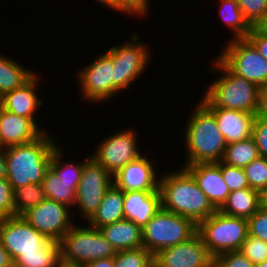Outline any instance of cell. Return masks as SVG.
Here are the masks:
<instances>
[{"label":"cell","mask_w":267,"mask_h":267,"mask_svg":"<svg viewBox=\"0 0 267 267\" xmlns=\"http://www.w3.org/2000/svg\"><path fill=\"white\" fill-rule=\"evenodd\" d=\"M138 132L125 128L101 140L93 154H90L110 174L114 175L129 162L140 158L144 153L138 148Z\"/></svg>","instance_id":"cell-13"},{"label":"cell","mask_w":267,"mask_h":267,"mask_svg":"<svg viewBox=\"0 0 267 267\" xmlns=\"http://www.w3.org/2000/svg\"><path fill=\"white\" fill-rule=\"evenodd\" d=\"M150 0H117L116 11L117 13L129 15L131 17L145 19L143 17L148 16L150 8Z\"/></svg>","instance_id":"cell-37"},{"label":"cell","mask_w":267,"mask_h":267,"mask_svg":"<svg viewBox=\"0 0 267 267\" xmlns=\"http://www.w3.org/2000/svg\"><path fill=\"white\" fill-rule=\"evenodd\" d=\"M113 184L110 174L93 157H89L83 164L81 179L76 190L74 209L87 222L97 211L107 190Z\"/></svg>","instance_id":"cell-10"},{"label":"cell","mask_w":267,"mask_h":267,"mask_svg":"<svg viewBox=\"0 0 267 267\" xmlns=\"http://www.w3.org/2000/svg\"><path fill=\"white\" fill-rule=\"evenodd\" d=\"M60 257V244L53 240L43 254L20 255L14 261V267H55Z\"/></svg>","instance_id":"cell-31"},{"label":"cell","mask_w":267,"mask_h":267,"mask_svg":"<svg viewBox=\"0 0 267 267\" xmlns=\"http://www.w3.org/2000/svg\"><path fill=\"white\" fill-rule=\"evenodd\" d=\"M247 222L248 235L267 242V210L259 208Z\"/></svg>","instance_id":"cell-38"},{"label":"cell","mask_w":267,"mask_h":267,"mask_svg":"<svg viewBox=\"0 0 267 267\" xmlns=\"http://www.w3.org/2000/svg\"><path fill=\"white\" fill-rule=\"evenodd\" d=\"M214 257L198 233L189 240L160 250L154 255V267H213Z\"/></svg>","instance_id":"cell-15"},{"label":"cell","mask_w":267,"mask_h":267,"mask_svg":"<svg viewBox=\"0 0 267 267\" xmlns=\"http://www.w3.org/2000/svg\"><path fill=\"white\" fill-rule=\"evenodd\" d=\"M116 1L117 0H97V2L102 5L103 7L108 8L109 10H115L116 11ZM96 2V0H95Z\"/></svg>","instance_id":"cell-50"},{"label":"cell","mask_w":267,"mask_h":267,"mask_svg":"<svg viewBox=\"0 0 267 267\" xmlns=\"http://www.w3.org/2000/svg\"><path fill=\"white\" fill-rule=\"evenodd\" d=\"M114 267H154V256L144 247L117 251Z\"/></svg>","instance_id":"cell-32"},{"label":"cell","mask_w":267,"mask_h":267,"mask_svg":"<svg viewBox=\"0 0 267 267\" xmlns=\"http://www.w3.org/2000/svg\"><path fill=\"white\" fill-rule=\"evenodd\" d=\"M249 187L260 191L267 184V159L259 157L244 168Z\"/></svg>","instance_id":"cell-33"},{"label":"cell","mask_w":267,"mask_h":267,"mask_svg":"<svg viewBox=\"0 0 267 267\" xmlns=\"http://www.w3.org/2000/svg\"><path fill=\"white\" fill-rule=\"evenodd\" d=\"M219 15L224 24H227L233 35L230 39L246 38L251 26L243 17L240 6L236 0H219Z\"/></svg>","instance_id":"cell-27"},{"label":"cell","mask_w":267,"mask_h":267,"mask_svg":"<svg viewBox=\"0 0 267 267\" xmlns=\"http://www.w3.org/2000/svg\"><path fill=\"white\" fill-rule=\"evenodd\" d=\"M239 251L254 264L267 260V242L248 235Z\"/></svg>","instance_id":"cell-34"},{"label":"cell","mask_w":267,"mask_h":267,"mask_svg":"<svg viewBox=\"0 0 267 267\" xmlns=\"http://www.w3.org/2000/svg\"><path fill=\"white\" fill-rule=\"evenodd\" d=\"M228 43V44H227ZM217 58L235 75L267 86V60L246 39H229Z\"/></svg>","instance_id":"cell-9"},{"label":"cell","mask_w":267,"mask_h":267,"mask_svg":"<svg viewBox=\"0 0 267 267\" xmlns=\"http://www.w3.org/2000/svg\"><path fill=\"white\" fill-rule=\"evenodd\" d=\"M143 247L153 256L160 250L189 240L197 225L189 218L160 209L143 227Z\"/></svg>","instance_id":"cell-7"},{"label":"cell","mask_w":267,"mask_h":267,"mask_svg":"<svg viewBox=\"0 0 267 267\" xmlns=\"http://www.w3.org/2000/svg\"><path fill=\"white\" fill-rule=\"evenodd\" d=\"M197 233L215 258L240 249L248 236V222L245 218L229 216L217 210L197 225Z\"/></svg>","instance_id":"cell-6"},{"label":"cell","mask_w":267,"mask_h":267,"mask_svg":"<svg viewBox=\"0 0 267 267\" xmlns=\"http://www.w3.org/2000/svg\"><path fill=\"white\" fill-rule=\"evenodd\" d=\"M184 168L194 177L212 205L219 210L230 194L221 173V161L218 163H197L187 165Z\"/></svg>","instance_id":"cell-18"},{"label":"cell","mask_w":267,"mask_h":267,"mask_svg":"<svg viewBox=\"0 0 267 267\" xmlns=\"http://www.w3.org/2000/svg\"><path fill=\"white\" fill-rule=\"evenodd\" d=\"M187 125H184L186 160L181 167L197 163H218L222 161L226 142L219 131L213 113L201 102H197Z\"/></svg>","instance_id":"cell-2"},{"label":"cell","mask_w":267,"mask_h":267,"mask_svg":"<svg viewBox=\"0 0 267 267\" xmlns=\"http://www.w3.org/2000/svg\"><path fill=\"white\" fill-rule=\"evenodd\" d=\"M2 148L30 143L44 132L29 118L10 113L0 106Z\"/></svg>","instance_id":"cell-20"},{"label":"cell","mask_w":267,"mask_h":267,"mask_svg":"<svg viewBox=\"0 0 267 267\" xmlns=\"http://www.w3.org/2000/svg\"><path fill=\"white\" fill-rule=\"evenodd\" d=\"M49 131L34 141L5 148L7 180L12 189L42 184L54 149L59 145Z\"/></svg>","instance_id":"cell-3"},{"label":"cell","mask_w":267,"mask_h":267,"mask_svg":"<svg viewBox=\"0 0 267 267\" xmlns=\"http://www.w3.org/2000/svg\"><path fill=\"white\" fill-rule=\"evenodd\" d=\"M246 39L267 60V34L260 32L255 26L251 27Z\"/></svg>","instance_id":"cell-42"},{"label":"cell","mask_w":267,"mask_h":267,"mask_svg":"<svg viewBox=\"0 0 267 267\" xmlns=\"http://www.w3.org/2000/svg\"><path fill=\"white\" fill-rule=\"evenodd\" d=\"M52 241L21 216L0 218V242L13 261L20 255L43 254Z\"/></svg>","instance_id":"cell-11"},{"label":"cell","mask_w":267,"mask_h":267,"mask_svg":"<svg viewBox=\"0 0 267 267\" xmlns=\"http://www.w3.org/2000/svg\"><path fill=\"white\" fill-rule=\"evenodd\" d=\"M259 207L267 210V184L259 191Z\"/></svg>","instance_id":"cell-48"},{"label":"cell","mask_w":267,"mask_h":267,"mask_svg":"<svg viewBox=\"0 0 267 267\" xmlns=\"http://www.w3.org/2000/svg\"><path fill=\"white\" fill-rule=\"evenodd\" d=\"M16 62L9 56L0 55V98L21 87L36 72Z\"/></svg>","instance_id":"cell-25"},{"label":"cell","mask_w":267,"mask_h":267,"mask_svg":"<svg viewBox=\"0 0 267 267\" xmlns=\"http://www.w3.org/2000/svg\"><path fill=\"white\" fill-rule=\"evenodd\" d=\"M6 176H7V166H6L5 148H0V178H6Z\"/></svg>","instance_id":"cell-46"},{"label":"cell","mask_w":267,"mask_h":267,"mask_svg":"<svg viewBox=\"0 0 267 267\" xmlns=\"http://www.w3.org/2000/svg\"><path fill=\"white\" fill-rule=\"evenodd\" d=\"M252 136L255 139L260 157L267 159V120L255 117Z\"/></svg>","instance_id":"cell-41"},{"label":"cell","mask_w":267,"mask_h":267,"mask_svg":"<svg viewBox=\"0 0 267 267\" xmlns=\"http://www.w3.org/2000/svg\"><path fill=\"white\" fill-rule=\"evenodd\" d=\"M243 17L251 27L256 26L267 12V0H236Z\"/></svg>","instance_id":"cell-35"},{"label":"cell","mask_w":267,"mask_h":267,"mask_svg":"<svg viewBox=\"0 0 267 267\" xmlns=\"http://www.w3.org/2000/svg\"><path fill=\"white\" fill-rule=\"evenodd\" d=\"M55 267H85L84 264L73 262V261H67L63 259L62 257H59Z\"/></svg>","instance_id":"cell-47"},{"label":"cell","mask_w":267,"mask_h":267,"mask_svg":"<svg viewBox=\"0 0 267 267\" xmlns=\"http://www.w3.org/2000/svg\"><path fill=\"white\" fill-rule=\"evenodd\" d=\"M150 160L143 154L129 162L113 175V183L123 192L159 190L161 172L157 174L156 166Z\"/></svg>","instance_id":"cell-16"},{"label":"cell","mask_w":267,"mask_h":267,"mask_svg":"<svg viewBox=\"0 0 267 267\" xmlns=\"http://www.w3.org/2000/svg\"><path fill=\"white\" fill-rule=\"evenodd\" d=\"M64 154L65 153L59 144L53 151L49 168L58 176L59 179L65 180L66 182H73V188H77L81 179L83 164L91 155H87V157L82 161L78 159L79 162H65L63 160L65 159L63 157Z\"/></svg>","instance_id":"cell-29"},{"label":"cell","mask_w":267,"mask_h":267,"mask_svg":"<svg viewBox=\"0 0 267 267\" xmlns=\"http://www.w3.org/2000/svg\"><path fill=\"white\" fill-rule=\"evenodd\" d=\"M254 265L253 262L237 250L216 256L213 267H254Z\"/></svg>","instance_id":"cell-39"},{"label":"cell","mask_w":267,"mask_h":267,"mask_svg":"<svg viewBox=\"0 0 267 267\" xmlns=\"http://www.w3.org/2000/svg\"><path fill=\"white\" fill-rule=\"evenodd\" d=\"M14 216L13 189L7 178H0V218Z\"/></svg>","instance_id":"cell-40"},{"label":"cell","mask_w":267,"mask_h":267,"mask_svg":"<svg viewBox=\"0 0 267 267\" xmlns=\"http://www.w3.org/2000/svg\"><path fill=\"white\" fill-rule=\"evenodd\" d=\"M0 148H2L1 133H0Z\"/></svg>","instance_id":"cell-52"},{"label":"cell","mask_w":267,"mask_h":267,"mask_svg":"<svg viewBox=\"0 0 267 267\" xmlns=\"http://www.w3.org/2000/svg\"><path fill=\"white\" fill-rule=\"evenodd\" d=\"M256 118L267 120V86L261 87L259 92Z\"/></svg>","instance_id":"cell-43"},{"label":"cell","mask_w":267,"mask_h":267,"mask_svg":"<svg viewBox=\"0 0 267 267\" xmlns=\"http://www.w3.org/2000/svg\"><path fill=\"white\" fill-rule=\"evenodd\" d=\"M259 208V191L244 188L231 191L219 211L229 216L249 219Z\"/></svg>","instance_id":"cell-24"},{"label":"cell","mask_w":267,"mask_h":267,"mask_svg":"<svg viewBox=\"0 0 267 267\" xmlns=\"http://www.w3.org/2000/svg\"><path fill=\"white\" fill-rule=\"evenodd\" d=\"M46 199L42 184H27L13 190L14 216H22Z\"/></svg>","instance_id":"cell-30"},{"label":"cell","mask_w":267,"mask_h":267,"mask_svg":"<svg viewBox=\"0 0 267 267\" xmlns=\"http://www.w3.org/2000/svg\"><path fill=\"white\" fill-rule=\"evenodd\" d=\"M95 60L85 65L76 73L82 100L86 103L98 104L108 102L113 98V55L106 49L105 52L94 58ZM84 97V98H83ZM90 101V102H89Z\"/></svg>","instance_id":"cell-12"},{"label":"cell","mask_w":267,"mask_h":267,"mask_svg":"<svg viewBox=\"0 0 267 267\" xmlns=\"http://www.w3.org/2000/svg\"><path fill=\"white\" fill-rule=\"evenodd\" d=\"M42 185L47 199L65 204L69 208L73 207L71 209L72 211L74 210L77 188H73V182H66L65 180L59 179L49 168L46 171Z\"/></svg>","instance_id":"cell-26"},{"label":"cell","mask_w":267,"mask_h":267,"mask_svg":"<svg viewBox=\"0 0 267 267\" xmlns=\"http://www.w3.org/2000/svg\"><path fill=\"white\" fill-rule=\"evenodd\" d=\"M77 222L59 241L60 257L85 265L94 260L116 255L117 251L99 229L90 227L87 223L80 225Z\"/></svg>","instance_id":"cell-8"},{"label":"cell","mask_w":267,"mask_h":267,"mask_svg":"<svg viewBox=\"0 0 267 267\" xmlns=\"http://www.w3.org/2000/svg\"><path fill=\"white\" fill-rule=\"evenodd\" d=\"M40 81L42 79L39 72H36L21 87L2 96L0 98V106L10 113L31 119L43 132H46L47 129L40 127L35 117L37 115L36 112H39L38 109H40L41 105L43 106V100L37 94L40 83L42 85Z\"/></svg>","instance_id":"cell-17"},{"label":"cell","mask_w":267,"mask_h":267,"mask_svg":"<svg viewBox=\"0 0 267 267\" xmlns=\"http://www.w3.org/2000/svg\"><path fill=\"white\" fill-rule=\"evenodd\" d=\"M214 115L226 144L252 136L255 114L241 110L207 107Z\"/></svg>","instance_id":"cell-19"},{"label":"cell","mask_w":267,"mask_h":267,"mask_svg":"<svg viewBox=\"0 0 267 267\" xmlns=\"http://www.w3.org/2000/svg\"><path fill=\"white\" fill-rule=\"evenodd\" d=\"M0 267H14V261L0 242Z\"/></svg>","instance_id":"cell-44"},{"label":"cell","mask_w":267,"mask_h":267,"mask_svg":"<svg viewBox=\"0 0 267 267\" xmlns=\"http://www.w3.org/2000/svg\"><path fill=\"white\" fill-rule=\"evenodd\" d=\"M260 32L267 34V12L264 14V17L258 22L255 26Z\"/></svg>","instance_id":"cell-49"},{"label":"cell","mask_w":267,"mask_h":267,"mask_svg":"<svg viewBox=\"0 0 267 267\" xmlns=\"http://www.w3.org/2000/svg\"><path fill=\"white\" fill-rule=\"evenodd\" d=\"M254 267H267V260L262 263L255 264Z\"/></svg>","instance_id":"cell-51"},{"label":"cell","mask_w":267,"mask_h":267,"mask_svg":"<svg viewBox=\"0 0 267 267\" xmlns=\"http://www.w3.org/2000/svg\"><path fill=\"white\" fill-rule=\"evenodd\" d=\"M173 171L162 172L160 175L161 208L189 218L198 225L217 209L185 168Z\"/></svg>","instance_id":"cell-1"},{"label":"cell","mask_w":267,"mask_h":267,"mask_svg":"<svg viewBox=\"0 0 267 267\" xmlns=\"http://www.w3.org/2000/svg\"><path fill=\"white\" fill-rule=\"evenodd\" d=\"M124 194L114 183L107 190L94 215L86 222L90 227L102 226L125 219L123 211Z\"/></svg>","instance_id":"cell-23"},{"label":"cell","mask_w":267,"mask_h":267,"mask_svg":"<svg viewBox=\"0 0 267 267\" xmlns=\"http://www.w3.org/2000/svg\"><path fill=\"white\" fill-rule=\"evenodd\" d=\"M128 37L123 44L113 45L108 49L113 55V96L121 91H129L132 84L142 76L150 65L148 63H151L150 60L153 59V55L148 49L149 45L146 46V43L139 39L141 36L138 33L132 32V35Z\"/></svg>","instance_id":"cell-5"},{"label":"cell","mask_w":267,"mask_h":267,"mask_svg":"<svg viewBox=\"0 0 267 267\" xmlns=\"http://www.w3.org/2000/svg\"><path fill=\"white\" fill-rule=\"evenodd\" d=\"M260 157L258 147L253 136L226 145L222 162L239 168H244L251 161Z\"/></svg>","instance_id":"cell-28"},{"label":"cell","mask_w":267,"mask_h":267,"mask_svg":"<svg viewBox=\"0 0 267 267\" xmlns=\"http://www.w3.org/2000/svg\"><path fill=\"white\" fill-rule=\"evenodd\" d=\"M71 211L72 209L67 205L46 198L21 217L39 233L59 242L64 234L75 224V219H73L75 214Z\"/></svg>","instance_id":"cell-14"},{"label":"cell","mask_w":267,"mask_h":267,"mask_svg":"<svg viewBox=\"0 0 267 267\" xmlns=\"http://www.w3.org/2000/svg\"><path fill=\"white\" fill-rule=\"evenodd\" d=\"M85 267H114V257L91 261L85 264Z\"/></svg>","instance_id":"cell-45"},{"label":"cell","mask_w":267,"mask_h":267,"mask_svg":"<svg viewBox=\"0 0 267 267\" xmlns=\"http://www.w3.org/2000/svg\"><path fill=\"white\" fill-rule=\"evenodd\" d=\"M123 211L127 220L143 227L161 209L160 190L124 191Z\"/></svg>","instance_id":"cell-21"},{"label":"cell","mask_w":267,"mask_h":267,"mask_svg":"<svg viewBox=\"0 0 267 267\" xmlns=\"http://www.w3.org/2000/svg\"><path fill=\"white\" fill-rule=\"evenodd\" d=\"M221 173L230 192L250 188L243 168L230 166L221 161Z\"/></svg>","instance_id":"cell-36"},{"label":"cell","mask_w":267,"mask_h":267,"mask_svg":"<svg viewBox=\"0 0 267 267\" xmlns=\"http://www.w3.org/2000/svg\"><path fill=\"white\" fill-rule=\"evenodd\" d=\"M212 75H219L209 83L201 102L206 107L241 110L256 114L260 87L232 73L217 57L210 69ZM219 73V74H218Z\"/></svg>","instance_id":"cell-4"},{"label":"cell","mask_w":267,"mask_h":267,"mask_svg":"<svg viewBox=\"0 0 267 267\" xmlns=\"http://www.w3.org/2000/svg\"><path fill=\"white\" fill-rule=\"evenodd\" d=\"M99 231L116 251L143 247L142 228L131 220L123 219L102 226Z\"/></svg>","instance_id":"cell-22"}]
</instances>
